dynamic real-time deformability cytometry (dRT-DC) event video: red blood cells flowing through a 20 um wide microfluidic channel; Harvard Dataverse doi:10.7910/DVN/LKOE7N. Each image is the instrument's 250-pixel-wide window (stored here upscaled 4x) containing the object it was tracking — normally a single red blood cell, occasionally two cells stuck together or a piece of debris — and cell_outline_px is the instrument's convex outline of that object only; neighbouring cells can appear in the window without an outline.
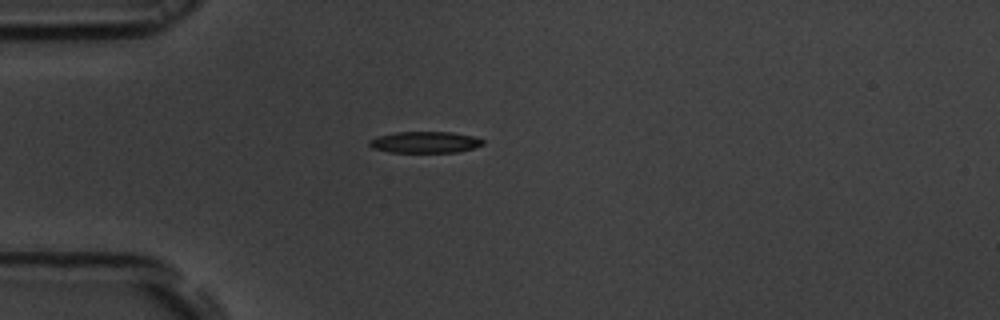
{"species": "common noctule bat (a hibernating species)", "species_latin": "Nyctalus noctula", "temperature_condition": "room temperature", "stored_images_in_passage": 41, "camera_frame_rate_fps": 3000, "um_per_image_px": 0.085, "animal": {"sex": "male", "body_mass_g": 19.5, "forearm_length_mm": 54.6}, "frame": {"image": 1, "passage_image": 1, "time_ms": 0.0, "image_size_px": [1000, 320], "cell_outline_px": [[484, 144], [472, 148], [456, 152], [388, 152], [372, 148], [368, 144], [368, 140], [376, 136], [396, 132], [452, 132], [472, 136], [484, 140]], "centroid_in_image_um": [36.07, 12.08], "position_along_channel_um": 48.9, "area_um2": 14.16}}
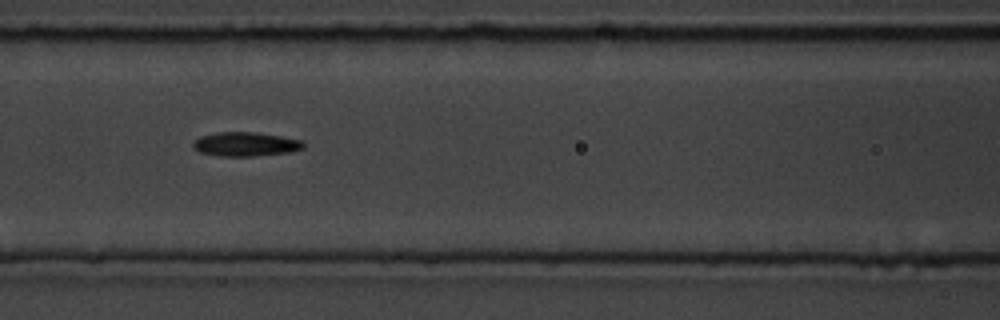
{"frame": {"image": 2, "passage_image": 10, "time_ms": 3.0, "image_size_px": [1000, 320], "cell_outline_px": [[304, 148], [288, 152], [252, 156], [220, 156], [200, 152], [192, 148], [192, 144], [200, 136], [216, 132], [252, 132], [280, 136], [304, 140]], "centroid_in_image_um": [20.86, 12.25], "position_along_channel_um": 145.7, "area_um2": 15.43}}
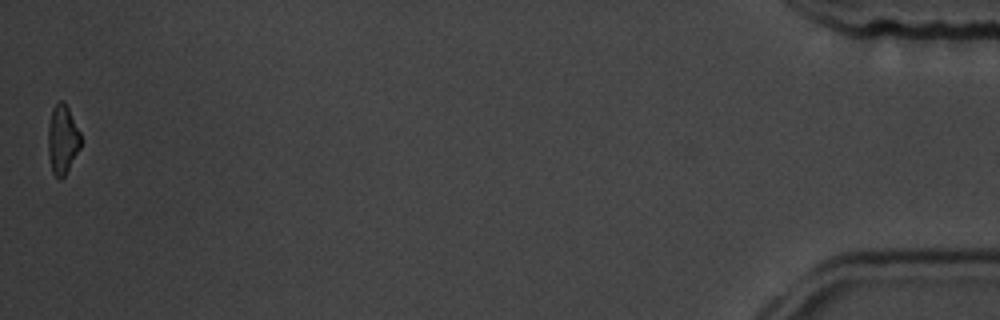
{"frame": {"image": 3, "passage_image": 41, "time_ms": 13.333, "image_size_px": [1000, 320], "cell_outline_px": [[80, 148], [64, 176], [60, 180], [52, 172], [48, 156], [48, 124], [52, 108], [60, 100], [64, 100], [80, 132]], "centroid_in_image_um": [5.29, 11.84], "position_along_channel_um": 429.9, "area_um2": 13.12}, "authors_computed_cell_mechanics": {"area_um2": 14.6234, "velocity_mm_per_s": 3.6884, "shape_relaxation_time_tau1_ms": 4.2895, "shape_relaxation_time_tau2_ms": null, "deformation_change_tau1": 0.1526, "deformation_change_tau2": null}}